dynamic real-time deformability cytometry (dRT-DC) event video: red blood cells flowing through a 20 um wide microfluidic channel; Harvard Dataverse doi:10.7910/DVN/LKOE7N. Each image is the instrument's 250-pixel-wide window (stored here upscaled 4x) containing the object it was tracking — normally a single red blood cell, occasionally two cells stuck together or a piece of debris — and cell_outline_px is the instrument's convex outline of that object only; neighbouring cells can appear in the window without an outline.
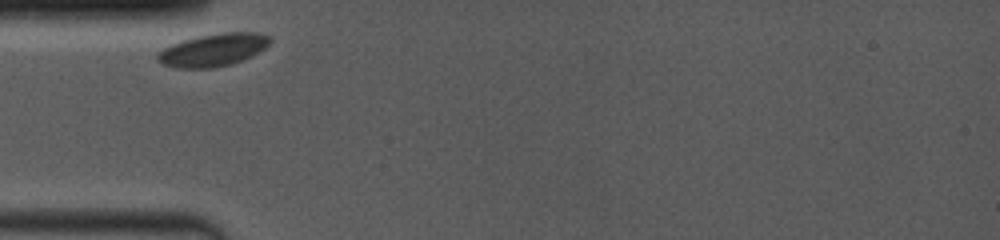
{"species": "common noctule bat (a hibernating species)", "species_latin": "Nyctalus noctula", "temperature_condition": "room temperature", "stored_images_in_passage": 23, "camera_frame_rate_fps": 4000, "um_per_image_px": 0.085, "animal": {"sex": "female", "body_mass_g": 19.0, "forearm_length_mm": 53.3}, "frame": {"image": 1, "passage_image": 1, "time_ms": 0.0, "image_size_px": [1000, 240], "cell_outline_px": [[272, 40], [264, 48], [232, 64], [212, 68], [176, 68], [164, 64], [156, 60], [156, 56], [164, 48], [172, 44], [184, 40], [200, 36], [224, 32], [256, 32], [268, 36]], "centroid_in_image_um": [18.09, 4.25], "position_along_channel_um": 66.9, "area_um2": 20.98}}
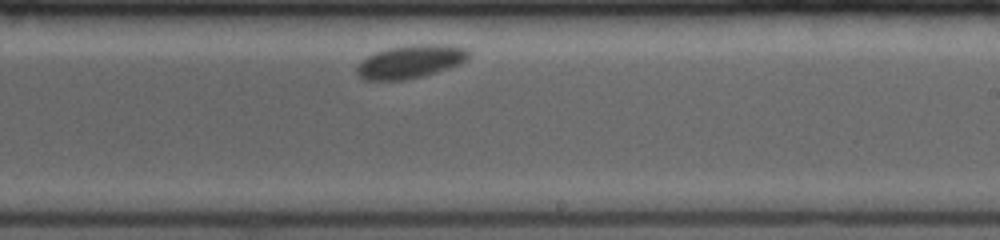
{"frame": {"image": 2, "passage_image": 14, "time_ms": 5.5, "image_size_px": [1000, 240], "cell_outline_px": [[468, 56], [460, 64], [436, 72], [404, 80], [364, 80], [356, 72], [356, 68], [368, 56], [376, 52], [388, 48], [412, 44], [448, 44], [464, 48], [468, 52]], "centroid_in_image_um": [34.88, 5.23], "position_along_channel_um": 254.1, "area_um2": 21.33}}
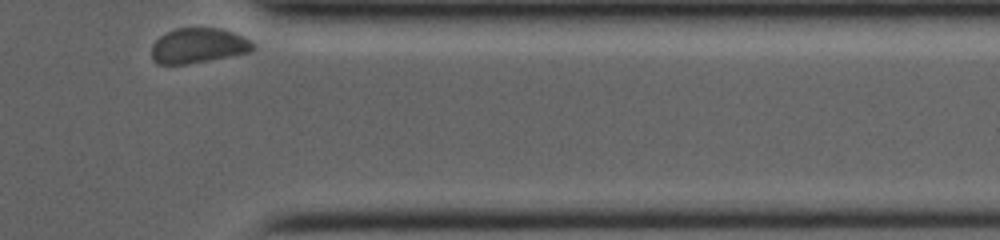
{"frame": {"image": 3, "passage_image": 23, "time_ms": 9.5, "image_size_px": [1000, 240], "cell_outline_px": [[252, 48], [248, 52], [188, 64], [156, 64], [152, 60], [152, 44], [160, 36], [176, 28], [216, 28], [232, 32], [248, 40], [252, 44]], "centroid_in_image_um": [16.76, 3.89], "position_along_channel_um": 394.6, "area_um2": 20.23}}